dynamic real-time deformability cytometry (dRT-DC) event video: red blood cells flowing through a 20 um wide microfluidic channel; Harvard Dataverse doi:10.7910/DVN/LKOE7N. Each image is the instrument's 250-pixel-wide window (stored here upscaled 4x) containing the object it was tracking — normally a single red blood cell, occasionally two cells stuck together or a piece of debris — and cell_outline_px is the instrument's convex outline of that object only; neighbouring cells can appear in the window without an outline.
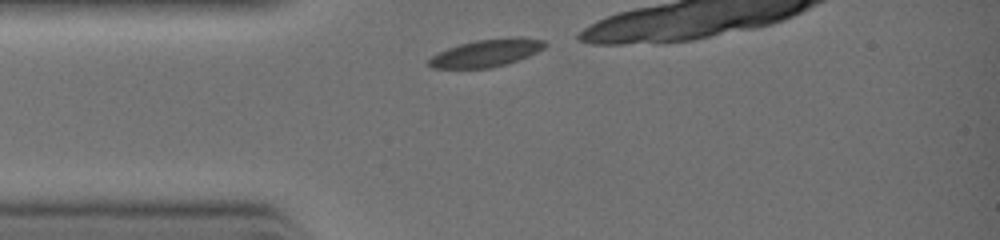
{"species": "common noctule bat (a hibernating species)", "species_latin": "Nyctalus noctula", "temperature_condition": "warm", "stored_images_in_passage": 11, "camera_frame_rate_fps": 3000, "um_per_image_px": 0.085, "animal": {"sex": "female", "body_mass_g": 19.0, "forearm_length_mm": 51.5}, "frame": {"image": 1, "passage_image": 1, "time_ms": 0.0, "image_size_px": [1000, 240], "cell_outline_px": [[548, 44], [544, 48], [528, 56], [492, 68], [432, 68], [428, 64], [428, 60], [432, 56], [448, 48], [460, 44], [476, 40], [516, 36], [544, 40]], "centroid_in_image_um": [41.36, 4.49], "position_along_channel_um": 43.6, "area_um2": 18.44}}
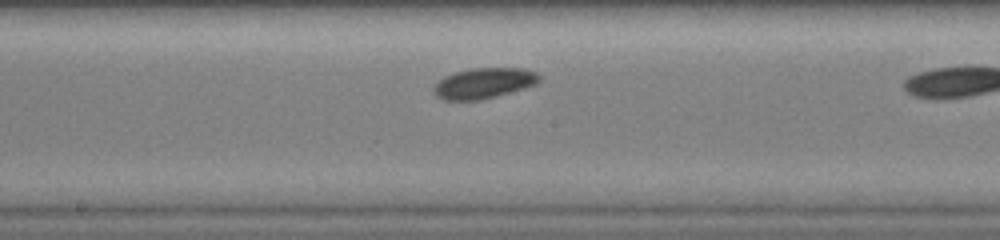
{"frame": {"image": 2, "passage_image": 10, "time_ms": 3.0, "image_size_px": [1000, 240], "cell_outline_px": [[540, 80], [536, 84], [524, 88], [496, 96], [480, 100], [444, 100], [436, 96], [432, 92], [432, 88], [444, 76], [456, 72], [472, 68], [524, 68], [536, 72], [540, 76]], "centroid_in_image_um": [41.12, 7.07], "position_along_channel_um": 207.1, "area_um2": 18.79}}